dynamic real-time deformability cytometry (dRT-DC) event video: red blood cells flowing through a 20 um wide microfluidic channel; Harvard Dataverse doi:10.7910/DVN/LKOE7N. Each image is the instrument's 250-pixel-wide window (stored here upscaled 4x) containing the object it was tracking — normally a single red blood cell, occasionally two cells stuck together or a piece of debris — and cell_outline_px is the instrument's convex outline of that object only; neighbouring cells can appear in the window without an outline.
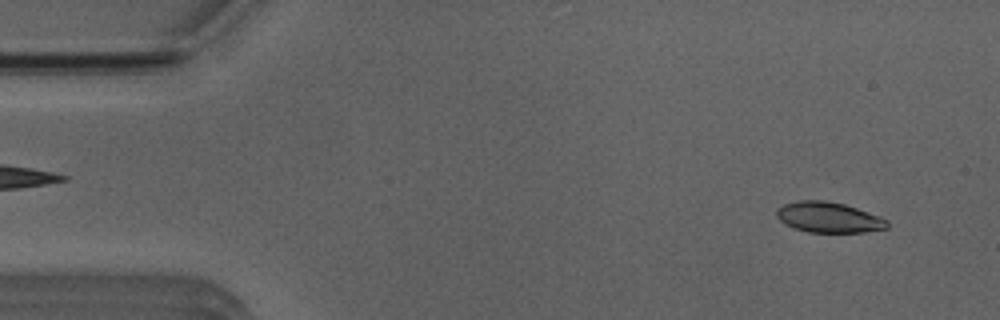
{"species": "Egyptian fruit bat (a non-hibernating species)", "species_latin": "Rousettus aegyptiacus", "temperature_condition": "room temperature", "stored_images_in_passage": 51, "camera_frame_rate_fps": 3000, "um_per_image_px": 0.085, "animal": {"sex": "male"}, "frame": {"image": 1, "passage_image": 3, "time_ms": 0.667, "image_size_px": [1000, 320], "cell_outline_px": [[888, 228], [864, 232], [808, 232], [784, 224], [776, 216], [776, 212], [784, 204], [800, 200], [824, 200], [844, 204], [880, 216], [888, 220]], "centroid_in_image_um": [70.45, 18.47], "position_along_channel_um": 14.5, "area_um2": 19.54}}
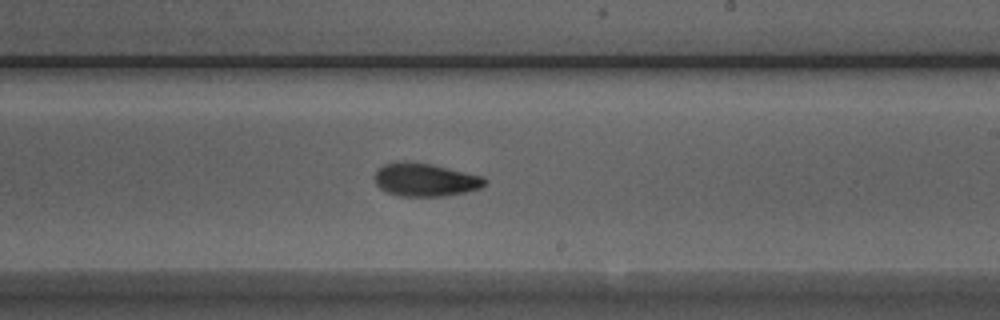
{"frame": {"image": 2, "passage_image": 29, "time_ms": 9.333, "image_size_px": [1000, 320], "cell_outline_px": [[488, 184], [480, 188], [464, 192], [444, 196], [400, 196], [388, 192], [380, 188], [376, 184], [376, 172], [384, 164], [404, 160], [428, 164], [480, 176], [488, 180]], "centroid_in_image_um": [36.14, 15.29], "position_along_channel_um": 252.9, "area_um2": 20.87}}
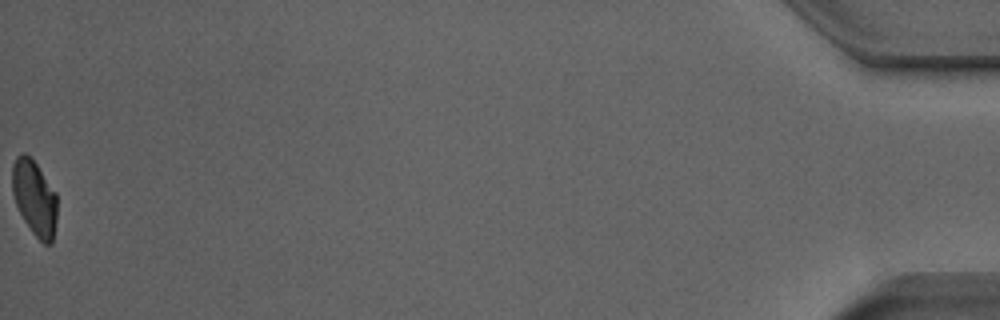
{"frame": {"image": 3, "passage_image": 51, "time_ms": 16.667, "image_size_px": [1000, 320], "cell_outline_px": [[56, 220], [52, 244], [44, 244], [32, 232], [24, 220], [16, 204], [12, 192], [12, 164], [16, 156], [24, 152], [36, 164], [56, 192]], "centroid_in_image_um": [2.92, 16.82], "position_along_channel_um": 432.3, "area_um2": 19.54}, "authors_computed_cell_mechanics": {"area_um2": 20.9236, "velocity_mm_per_s": 3.9358, "shape_relaxation_time_tau1_ms": 5.6589, "shape_relaxation_time_tau2_ms": 3.2856, "deformation_change_tau1": 0.1627, "deformation_change_tau2": 0.0821}}